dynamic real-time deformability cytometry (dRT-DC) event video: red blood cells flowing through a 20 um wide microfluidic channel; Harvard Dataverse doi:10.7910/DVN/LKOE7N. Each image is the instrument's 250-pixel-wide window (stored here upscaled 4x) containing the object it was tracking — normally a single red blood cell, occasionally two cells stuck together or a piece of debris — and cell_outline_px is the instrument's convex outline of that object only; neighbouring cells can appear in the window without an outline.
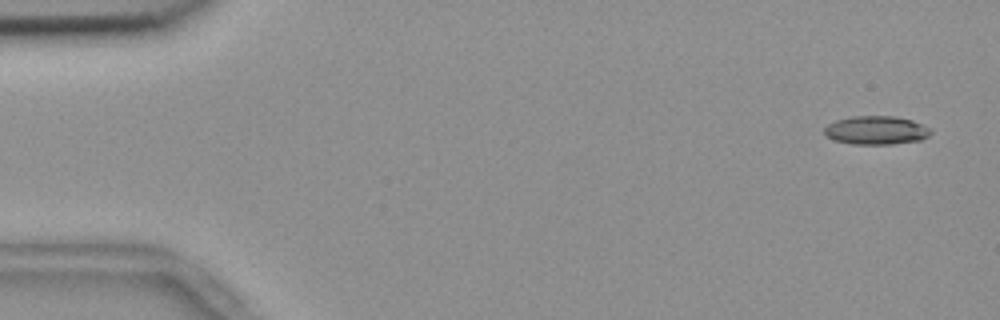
{"species": "common noctule bat (a hibernating species)", "species_latin": "Nyctalus noctula", "temperature_condition": "room temperature", "stored_images_in_passage": 54, "camera_frame_rate_fps": 3000, "um_per_image_px": 0.085, "animal": {"sex": "female", "body_mass_g": 18.4}, "frame": {"image": 1, "passage_image": 3, "time_ms": 0.667, "image_size_px": [1000, 320], "cell_outline_px": [[932, 132], [928, 136], [920, 140], [892, 144], [852, 144], [832, 140], [824, 132], [824, 128], [828, 124], [836, 120], [852, 116], [892, 116], [912, 120], [932, 128]], "centroid_in_image_um": [74.48, 11.07], "position_along_channel_um": 10.5, "area_um2": 17.74}}
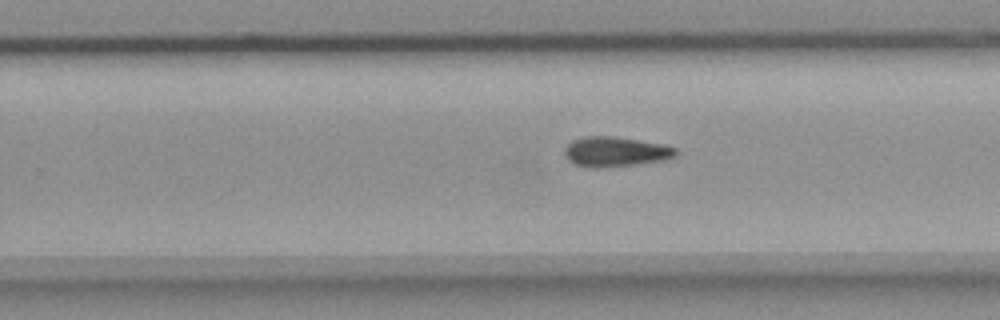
{"frame": {"image": 2, "passage_image": 35, "time_ms": 11.333, "image_size_px": [1000, 320], "cell_outline_px": [[680, 152], [676, 156], [664, 160], [600, 168], [592, 168], [576, 164], [568, 160], [564, 152], [564, 148], [572, 140], [584, 136], [616, 136], [664, 144], [676, 148]], "centroid_in_image_um": [52.33, 12.88], "position_along_channel_um": 277.5, "area_um2": 19.48}}
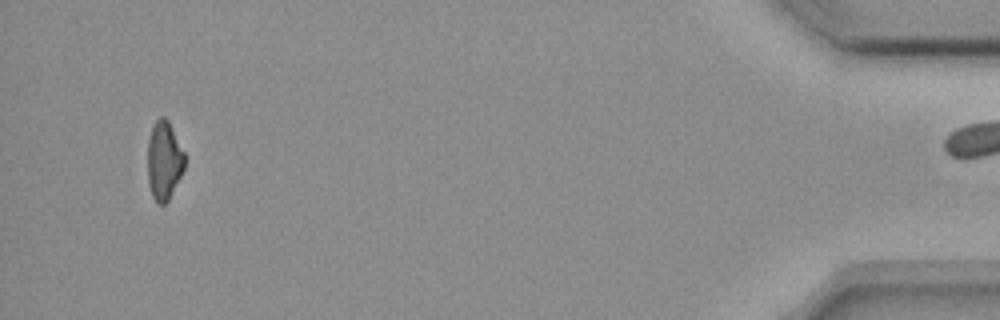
{"frame": {"image": 3, "passage_image": 53, "time_ms": 17.333, "image_size_px": [1000, 320], "cell_outline_px": [[184, 168], [168, 200], [164, 204], [156, 204], [152, 196], [148, 184], [148, 140], [152, 124], [160, 116], [164, 116], [168, 120], [184, 152]], "centroid_in_image_um": [13.92, 13.63], "position_along_channel_um": 421.3, "area_um2": 16.94}}